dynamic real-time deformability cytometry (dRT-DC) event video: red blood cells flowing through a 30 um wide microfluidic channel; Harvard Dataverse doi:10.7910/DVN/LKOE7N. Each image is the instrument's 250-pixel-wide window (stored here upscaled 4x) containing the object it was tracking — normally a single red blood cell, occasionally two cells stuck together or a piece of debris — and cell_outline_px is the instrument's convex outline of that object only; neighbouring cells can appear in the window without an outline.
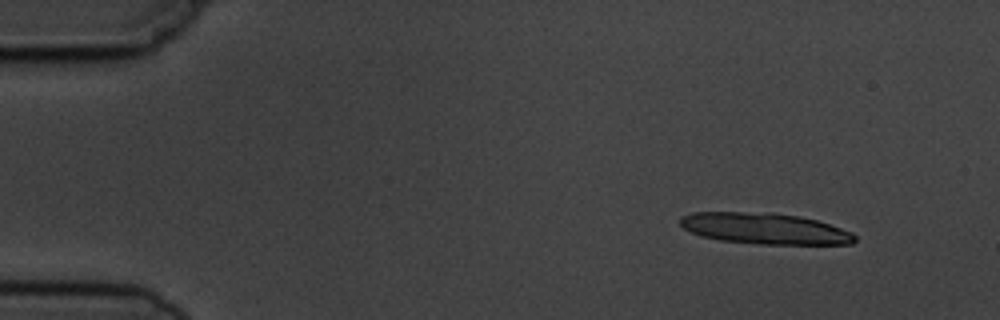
{"species": "common noctule bat (a hibernating species)", "species_latin": "Nyctalus noctula", "temperature_condition": "cold", "stored_images_in_passage": 4, "camera_frame_rate_fps": 3000, "um_per_image_px": 0.085, "animal": {"sex": "male", "body_mass_g": 19.5, "forearm_length_mm": 54.6}, "frame": {"image": 1, "passage_image": 1, "time_ms": 0.0, "image_size_px": [1000, 320], "cell_outline_px": [[856, 240], [852, 244], [760, 244], [720, 240], [700, 236], [684, 228], [680, 224], [680, 216], [692, 212], [772, 212], [800, 216], [816, 220], [852, 232], [856, 236]], "centroid_in_image_um": [64.99, 19.42], "position_along_channel_um": 20.0, "area_um2": 31.73}}